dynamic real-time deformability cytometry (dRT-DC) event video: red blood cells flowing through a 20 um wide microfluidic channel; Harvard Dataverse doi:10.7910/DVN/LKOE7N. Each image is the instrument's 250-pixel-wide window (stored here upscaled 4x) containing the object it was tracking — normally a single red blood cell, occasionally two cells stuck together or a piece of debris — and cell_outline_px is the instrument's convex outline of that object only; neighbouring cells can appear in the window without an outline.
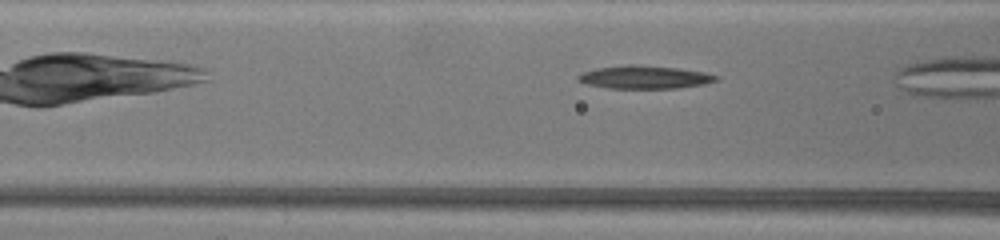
{"species": "common noctule bat (a hibernating species)", "species_latin": "Nyctalus noctula", "temperature_condition": "warm", "stored_images_in_passage": 33, "camera_frame_rate_fps": 3000, "um_per_image_px": 0.085, "animal": {"sex": "female", "body_mass_g": 19.5, "forearm_length_mm": 54.1}, "frame": {"image": 1, "passage_image": 15, "time_ms": 4.667, "image_size_px": [1000, 240], "cell_outline_px": [[720, 80], [704, 84], [676, 88], [608, 88], [588, 84], [580, 80], [576, 76], [580, 72], [596, 68], [628, 64], [632, 64], [680, 68], [708, 72], [720, 76]], "centroid_in_image_um": [54.85, 6.54], "position_along_channel_um": 111.7, "area_um2": 18.73}}
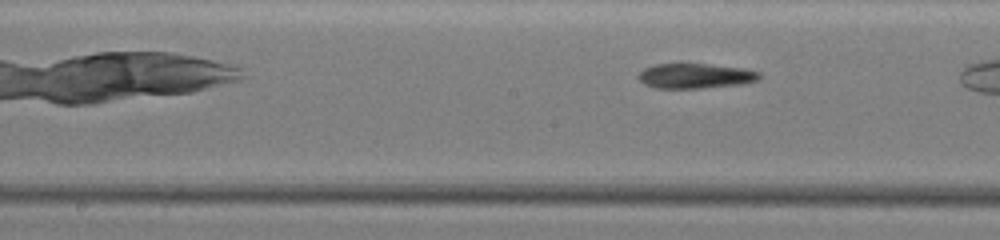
{"frame": {"image": 2, "passage_image": 23, "time_ms": 7.333, "image_size_px": [1000, 240], "cell_outline_px": [[760, 80], [740, 84], [700, 88], [656, 88], [644, 84], [636, 76], [644, 68], [656, 64], [680, 60], [688, 60], [744, 68], [760, 72]], "centroid_in_image_um": [59.07, 6.38], "position_along_channel_um": 189.1, "area_um2": 18.67}}
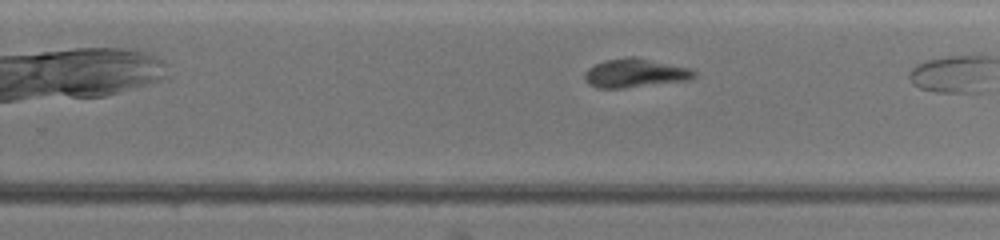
{"frame": {"image": 3, "passage_image": 32, "time_ms": 10.333, "image_size_px": [1000, 240], "cell_outline_px": [[696, 76], [692, 80], [624, 88], [596, 88], [588, 84], [584, 80], [584, 72], [588, 68], [604, 60], [628, 56], [632, 56], [692, 68], [696, 72]], "centroid_in_image_um": [53.99, 6.22], "position_along_channel_um": 275.8, "area_um2": 18.67}}